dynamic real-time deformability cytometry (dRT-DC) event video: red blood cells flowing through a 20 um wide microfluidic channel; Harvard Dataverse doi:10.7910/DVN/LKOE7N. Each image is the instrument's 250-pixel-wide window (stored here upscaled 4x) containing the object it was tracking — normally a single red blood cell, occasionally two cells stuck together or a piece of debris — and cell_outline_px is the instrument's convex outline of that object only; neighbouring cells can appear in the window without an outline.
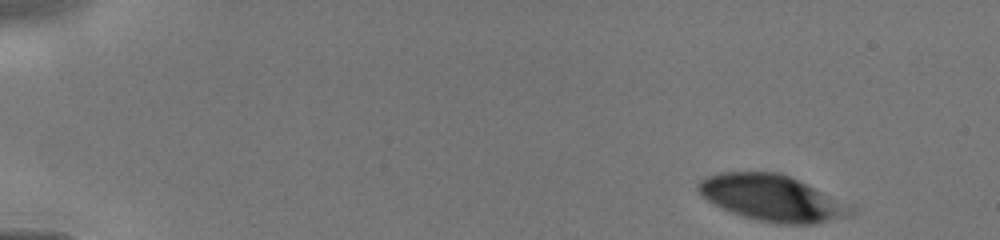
{"species": "human", "species_latin": "Homo sapiens", "temperature_condition": "cold", "stored_images_in_passage": 11, "camera_frame_rate_fps": 3000, "um_per_image_px": 0.085, "donor": {"sex": "male"}, "frame": {"image": 1, "passage_image": 1, "time_ms": 0.0, "image_size_px": [1000, 240], "cell_outline_px": [[856, 212], [852, 216], [812, 224], [780, 224], [756, 220], [732, 212], [708, 200], [696, 188], [696, 184], [700, 180], [708, 176], [720, 172], [780, 172], [856, 204]], "centroid_in_image_um": [65.77, 16.83], "position_along_channel_um": 19.2, "area_um2": 41.62}}
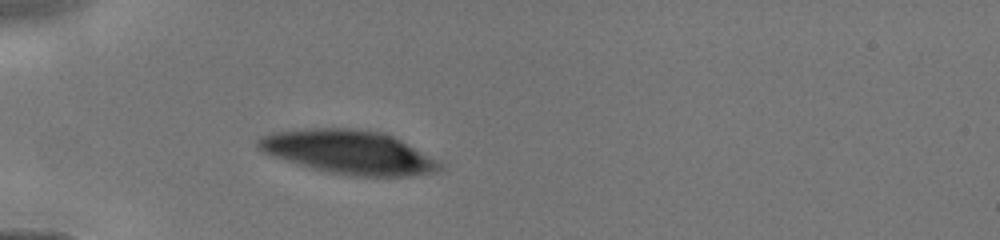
{"frame": {"image": 2, "passage_image": 7, "time_ms": 3.333, "image_size_px": [1000, 240], "cell_outline_px": [[444, 168], [436, 172], [412, 176], [352, 176], [328, 172], [312, 168], [272, 156], [264, 152], [256, 144], [256, 140], [260, 136], [268, 132], [304, 128], [356, 128], [384, 132], [440, 160], [444, 164]], "centroid_in_image_um": [29.66, 12.92], "position_along_channel_um": 55.3, "area_um2": 46.7}}
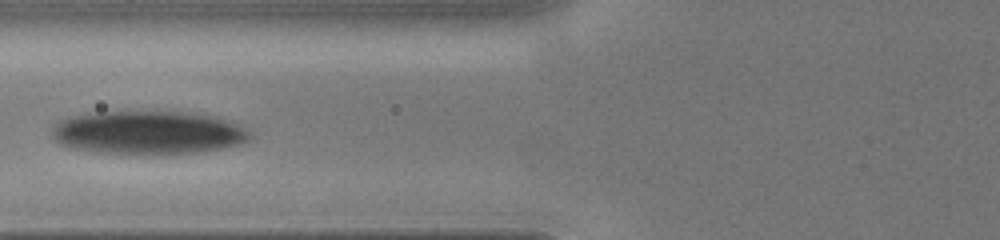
{"frame": {"image": 3, "passage_image": 10, "time_ms": 5.0, "image_size_px": [1000, 240], "cell_outline_px": [[252, 136], [248, 140], [240, 144], [224, 148], [196, 152], [96, 152], [76, 148], [60, 144], [52, 136], [52, 128], [60, 120], [68, 116], [104, 112], [164, 108], [196, 112], [216, 116], [232, 120], [240, 124], [252, 132]], "centroid_in_image_um": [12.69, 11.19], "position_along_channel_um": 113.1, "area_um2": 50.86}}